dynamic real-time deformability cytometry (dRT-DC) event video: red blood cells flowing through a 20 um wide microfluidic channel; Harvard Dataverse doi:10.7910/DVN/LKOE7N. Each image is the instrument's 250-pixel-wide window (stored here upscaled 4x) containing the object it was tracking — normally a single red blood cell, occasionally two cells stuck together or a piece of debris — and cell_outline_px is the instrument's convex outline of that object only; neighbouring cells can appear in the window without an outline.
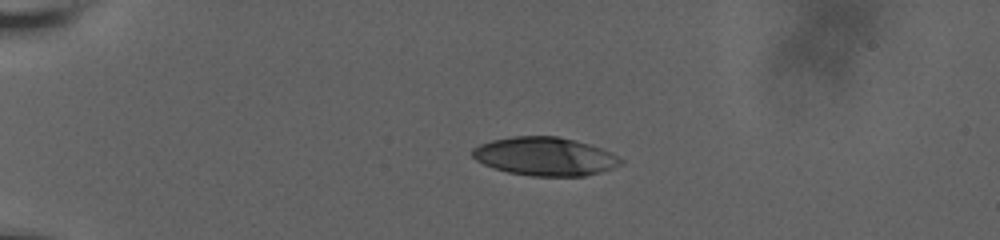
{"species": "human", "species_latin": "Homo sapiens", "temperature_condition": "room temperature", "stored_images_in_passage": 45, "camera_frame_rate_fps": 3000, "um_per_image_px": 0.085, "donor": {"sex": "male"}, "frame": {"image": 1, "passage_image": 1, "time_ms": 0.0, "image_size_px": [1000, 240], "cell_outline_px": [[624, 160], [620, 164], [612, 168], [600, 172], [584, 176], [532, 176], [508, 172], [492, 168], [476, 160], [472, 156], [472, 148], [480, 144], [492, 140], [512, 136], [556, 136], [576, 140], [612, 152]], "centroid_in_image_um": [46.31, 13.29], "position_along_channel_um": 38.7, "area_um2": 33.23}}
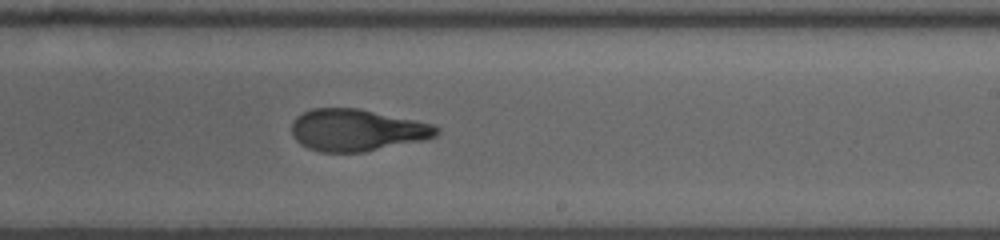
{"frame": {"image": 2, "passage_image": 24, "time_ms": 7.667, "image_size_px": [1000, 240], "cell_outline_px": [[440, 132], [436, 136], [428, 140], [364, 152], [320, 152], [308, 148], [300, 144], [292, 136], [292, 120], [296, 116], [312, 108], [360, 108], [416, 120], [432, 124], [440, 128]], "centroid_in_image_um": [30.36, 11.06], "position_along_channel_um": 258.6, "area_um2": 35.89}}
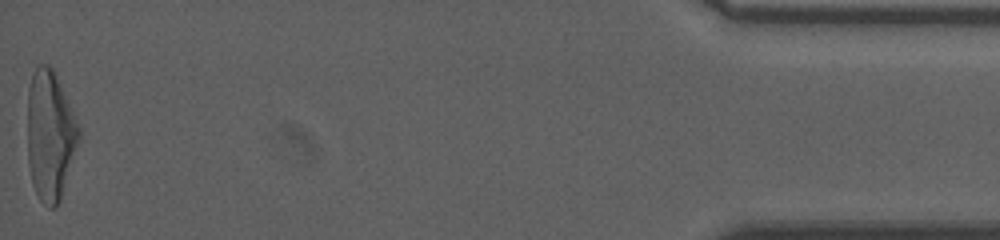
{"frame": {"image": 3, "passage_image": 45, "time_ms": 14.667, "image_size_px": [1000, 240], "cell_outline_px": [[80, 140], [60, 200], [56, 208], [48, 208], [40, 200], [32, 184], [28, 164], [28, 88], [32, 72], [36, 64], [48, 64], [52, 68], [56, 76], [80, 128]], "centroid_in_image_um": [4.25, 11.52], "position_along_channel_um": 431.0, "area_um2": 38.9}, "authors_computed_cell_mechanics": {"area_um2": 35.8938, "velocity_mm_per_s": 3.6713, "shape_relaxation_time_tau1_ms": 5.9463, "shape_relaxation_time_tau2_ms": 1.59, "deformation_change_tau1": 0.2402, "deformation_change_tau2": 0.0945}}